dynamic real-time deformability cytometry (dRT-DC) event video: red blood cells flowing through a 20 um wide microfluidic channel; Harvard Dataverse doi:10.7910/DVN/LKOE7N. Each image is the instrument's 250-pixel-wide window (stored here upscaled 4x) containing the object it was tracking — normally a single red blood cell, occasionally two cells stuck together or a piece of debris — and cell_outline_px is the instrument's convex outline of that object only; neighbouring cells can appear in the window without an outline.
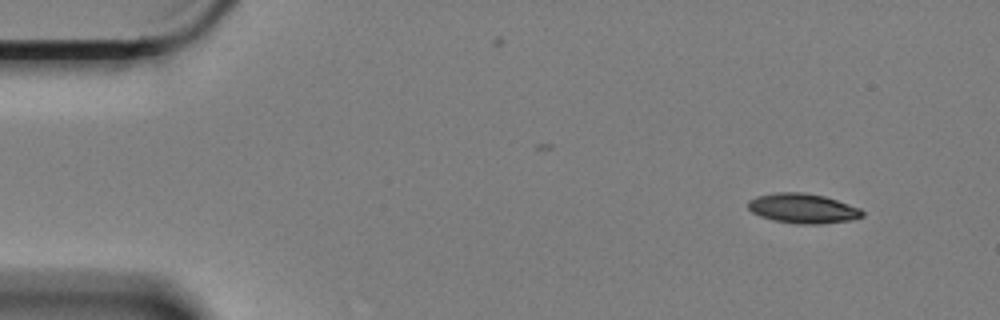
{"species": "Egyptian fruit bat (a non-hibernating species)", "species_latin": "Rousettus aegyptiacus", "temperature_condition": "cold", "stored_images_in_passage": 5, "camera_frame_rate_fps": 3000, "um_per_image_px": 0.085, "animal": {"sex": "female"}, "frame": {"image": 1, "passage_image": 1, "time_ms": 0.0, "image_size_px": [1000, 320], "cell_outline_px": [[864, 216], [852, 220], [820, 224], [796, 224], [772, 220], [760, 216], [752, 212], [748, 208], [748, 200], [756, 196], [776, 192], [800, 192], [824, 196], [860, 208], [864, 212]], "centroid_in_image_um": [68.23, 17.72], "position_along_channel_um": 16.8, "area_um2": 19.88}}
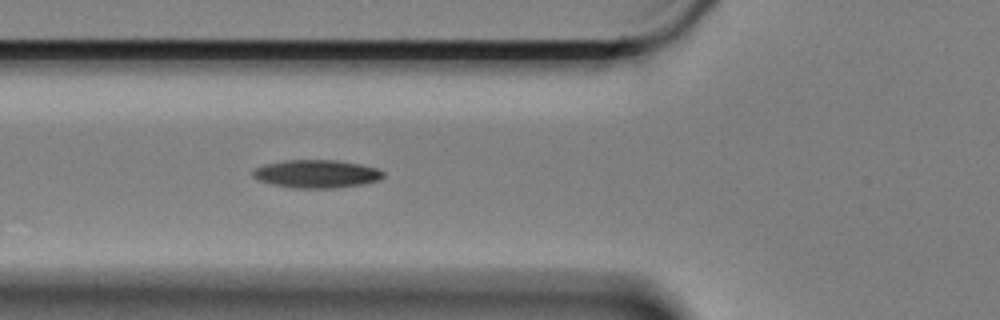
{"frame": {"image": 2, "passage_image": 5, "time_ms": 1.333, "image_size_px": [1000, 320], "cell_outline_px": [[384, 176], [380, 180], [360, 184], [332, 188], [292, 188], [272, 184], [260, 180], [252, 176], [252, 172], [256, 168], [264, 164], [284, 160], [336, 160], [360, 164], [376, 168], [384, 172]], "centroid_in_image_um": [26.9, 14.77], "position_along_channel_um": 98.9, "area_um2": 21.21}}